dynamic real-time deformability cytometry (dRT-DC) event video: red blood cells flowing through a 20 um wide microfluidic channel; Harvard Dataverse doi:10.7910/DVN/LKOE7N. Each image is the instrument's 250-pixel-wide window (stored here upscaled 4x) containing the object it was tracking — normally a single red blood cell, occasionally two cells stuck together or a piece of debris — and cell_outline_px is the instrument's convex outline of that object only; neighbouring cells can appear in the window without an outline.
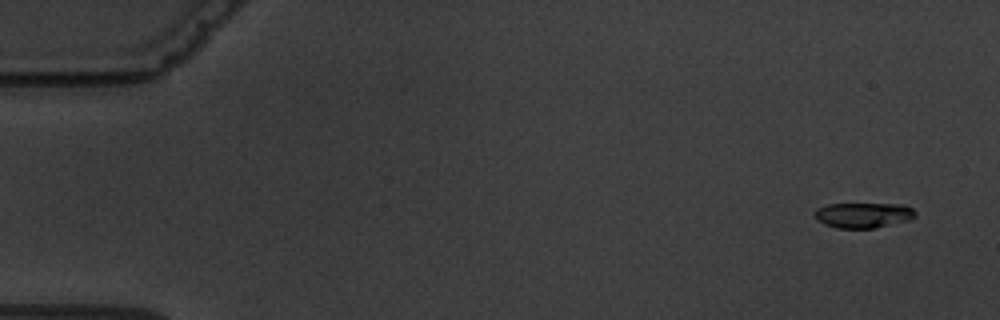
{"species": "common noctule bat (a hibernating species)", "species_latin": "Nyctalus noctula", "temperature_condition": "warm", "stored_images_in_passage": 5, "camera_frame_rate_fps": 3000, "um_per_image_px": 0.085, "animal": {"sex": "male", "body_mass_g": 19.5, "forearm_length_mm": 54.6}, "frame": {"image": 1, "passage_image": 1, "time_ms": 0.0, "image_size_px": [1000, 320], "cell_outline_px": [[916, 216], [908, 220], [872, 228], [836, 228], [824, 224], [816, 220], [816, 208], [828, 204], [904, 204], [912, 208], [916, 212]], "centroid_in_image_um": [73.38, 18.28], "position_along_channel_um": 11.6, "area_um2": 14.74}}
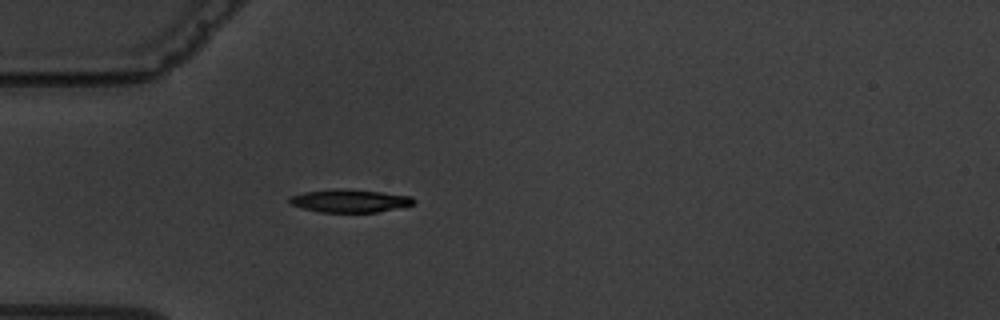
{"frame": {"image": 2, "passage_image": 5, "time_ms": 4.667, "image_size_px": [1000, 320], "cell_outline_px": [[416, 200], [412, 204], [376, 212], [320, 212], [304, 208], [292, 204], [288, 200], [292, 196], [304, 192], [380, 192], [412, 196]], "centroid_in_image_um": [29.78, 17.12], "position_along_channel_um": 55.2, "area_um2": 15.14}}